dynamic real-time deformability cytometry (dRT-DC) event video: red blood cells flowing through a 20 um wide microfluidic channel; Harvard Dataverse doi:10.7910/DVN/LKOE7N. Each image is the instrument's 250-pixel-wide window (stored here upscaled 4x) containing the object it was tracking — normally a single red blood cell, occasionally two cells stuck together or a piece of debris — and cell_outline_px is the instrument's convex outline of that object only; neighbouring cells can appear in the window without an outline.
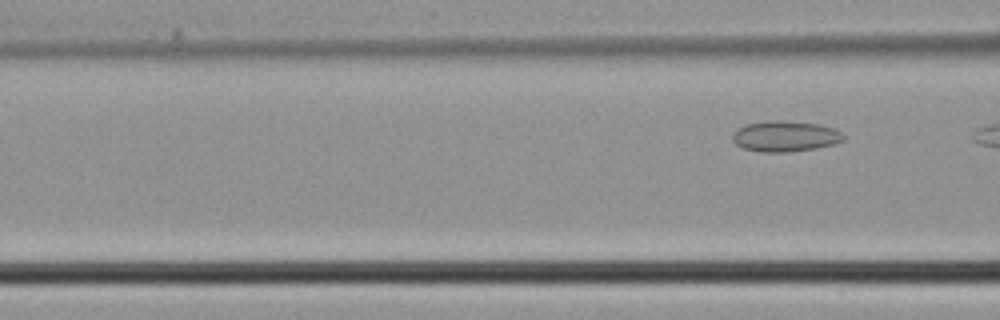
{"species": "common noctule bat (a hibernating species)", "species_latin": "Nyctalus noctula", "temperature_condition": "cold", "stored_images_in_passage": 5, "camera_frame_rate_fps": 3000, "um_per_image_px": 0.085, "animal": {"sex": "male", "body_mass_g": 21.5, "forearm_length_mm": 52.0}, "frame": {"image": 1, "passage_image": 5, "time_ms": 1.333, "image_size_px": [1000, 320], "cell_outline_px": [[844, 140], [832, 144], [816, 148], [788, 152], [760, 152], [744, 148], [736, 144], [732, 140], [732, 136], [740, 128], [748, 124], [768, 120], [776, 120], [820, 124], [832, 128], [840, 132], [844, 136]], "centroid_in_image_um": [66.74, 11.59], "position_along_channel_um": 99.9, "area_um2": 19.59}}